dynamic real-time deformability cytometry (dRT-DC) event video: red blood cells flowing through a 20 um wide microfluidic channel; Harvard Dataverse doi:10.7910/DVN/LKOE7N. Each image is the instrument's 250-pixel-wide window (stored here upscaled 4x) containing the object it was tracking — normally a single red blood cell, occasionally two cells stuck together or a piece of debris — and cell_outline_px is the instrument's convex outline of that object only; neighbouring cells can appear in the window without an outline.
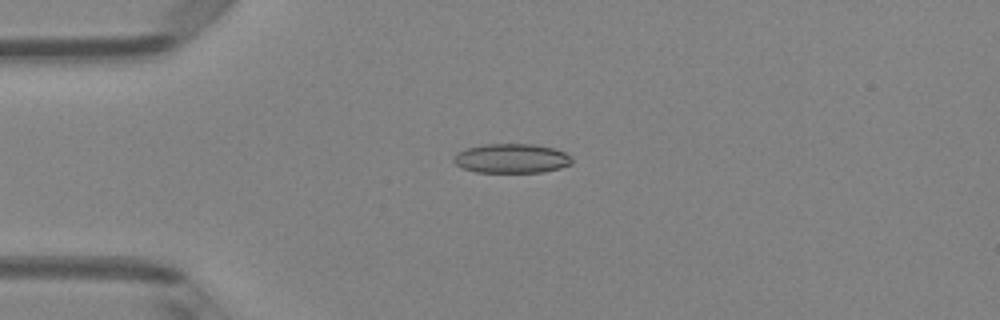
{"species": "Egyptian fruit bat (a non-hibernating species)", "species_latin": "Rousettus aegyptiacus", "temperature_condition": "room temperature", "stored_images_in_passage": 44, "camera_frame_rate_fps": 3000, "um_per_image_px": 0.085, "animal": {"sex": "female"}, "frame": {"image": 1, "passage_image": 7, "time_ms": 2.0, "image_size_px": [1000, 320], "cell_outline_px": [[572, 164], [560, 168], [544, 172], [476, 172], [464, 168], [456, 164], [452, 160], [456, 152], [464, 148], [484, 144], [536, 144], [556, 148], [572, 156]], "centroid_in_image_um": [43.5, 13.45], "position_along_channel_um": 41.5, "area_um2": 20.52}}
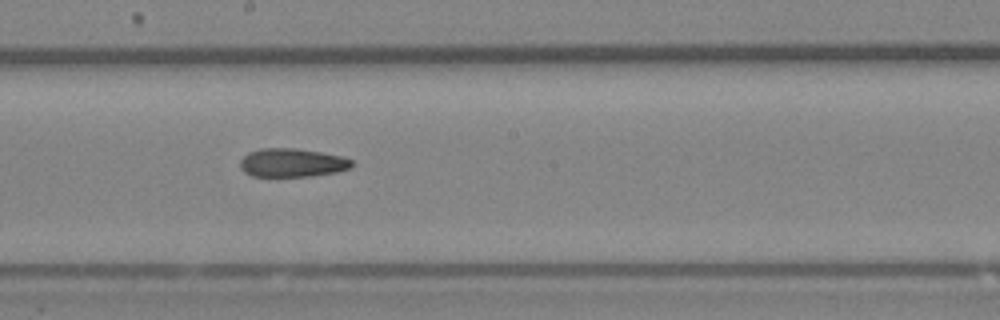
{"frame": {"image": 2, "passage_image": 22, "time_ms": 7.0, "image_size_px": [1000, 320], "cell_outline_px": [[352, 168], [336, 172], [312, 176], [252, 176], [244, 172], [240, 168], [240, 160], [248, 152], [260, 148], [296, 148], [320, 152], [340, 156], [352, 160]], "centroid_in_image_um": [24.81, 13.83], "position_along_channel_um": 223.4, "area_um2": 18.61}}
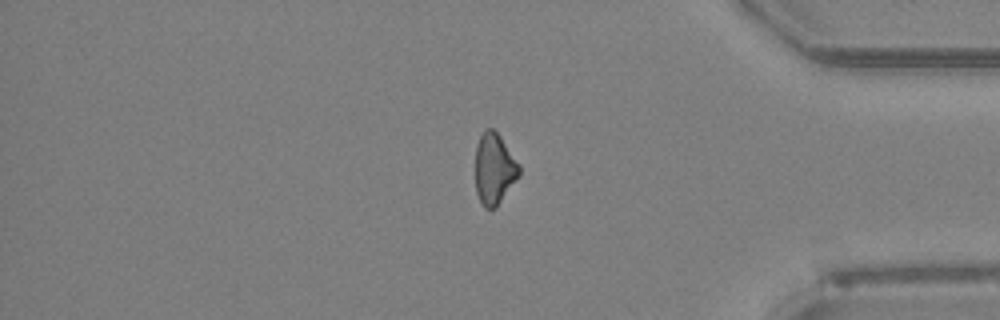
{"frame": {"image": 3, "passage_image": 36, "time_ms": 11.667, "image_size_px": [1000, 320], "cell_outline_px": [[520, 176], [496, 208], [484, 208], [476, 192], [476, 144], [484, 128], [492, 128], [500, 136], [520, 164]], "centroid_in_image_um": [42.03, 14.35], "position_along_channel_um": 393.2, "area_um2": 18.32}, "authors_computed_cell_mechanics": {"area_um2": 19.2185, "velocity_mm_per_s": 4.1375, "shape_relaxation_time_tau1_ms": null, "shape_relaxation_time_tau2_ms": 5.4741, "deformation_change_tau1": null, "deformation_change_tau2": 0.1437}}